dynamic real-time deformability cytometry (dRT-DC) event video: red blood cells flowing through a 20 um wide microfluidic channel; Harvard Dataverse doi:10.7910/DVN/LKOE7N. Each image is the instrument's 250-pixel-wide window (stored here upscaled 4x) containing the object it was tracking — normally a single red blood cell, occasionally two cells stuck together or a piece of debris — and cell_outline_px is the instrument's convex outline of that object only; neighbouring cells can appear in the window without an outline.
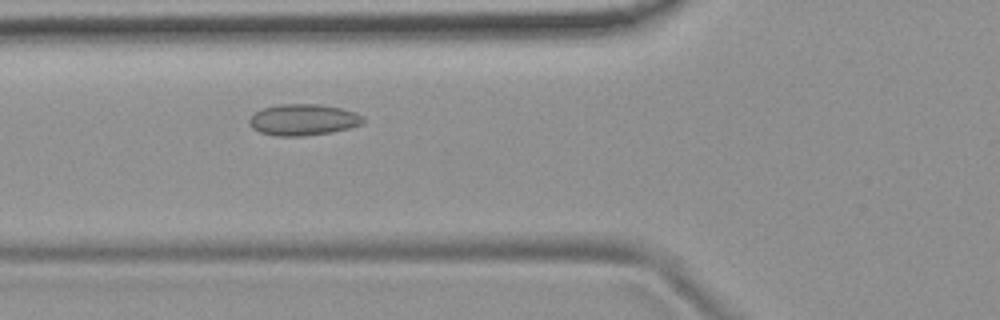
{"species": "common noctule bat (a hibernating species)", "species_latin": "Nyctalus noctula", "temperature_condition": "room temperature", "stored_images_in_passage": 47, "camera_frame_rate_fps": 3000, "um_per_image_px": 0.085, "animal": {"sex": "female", "body_mass_g": 19.9}, "frame": {"image": 1, "passage_image": 13, "time_ms": 4.0, "image_size_px": [1000, 320], "cell_outline_px": [[364, 120], [360, 124], [348, 128], [332, 132], [304, 136], [276, 136], [260, 132], [252, 128], [248, 124], [248, 120], [256, 112], [264, 108], [280, 104], [320, 104], [340, 108], [356, 112], [364, 116]], "centroid_in_image_um": [25.77, 10.18], "position_along_channel_um": 100.0, "area_um2": 20.75}}
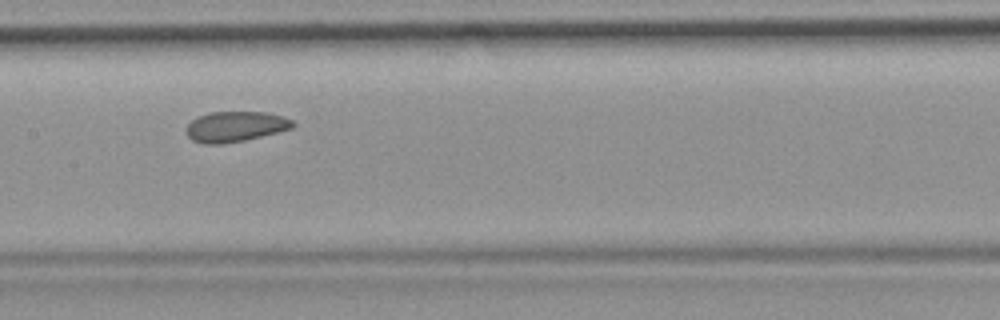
{"frame": {"image": 2, "passage_image": 20, "time_ms": 6.333, "image_size_px": [1000, 320], "cell_outline_px": [[296, 124], [292, 128], [244, 140], [220, 144], [204, 144], [192, 140], [188, 136], [188, 124], [192, 120], [200, 116], [212, 112], [264, 112], [284, 116], [292, 120]], "centroid_in_image_um": [20.03, 10.75], "position_along_channel_um": 187.4, "area_um2": 18.55}}
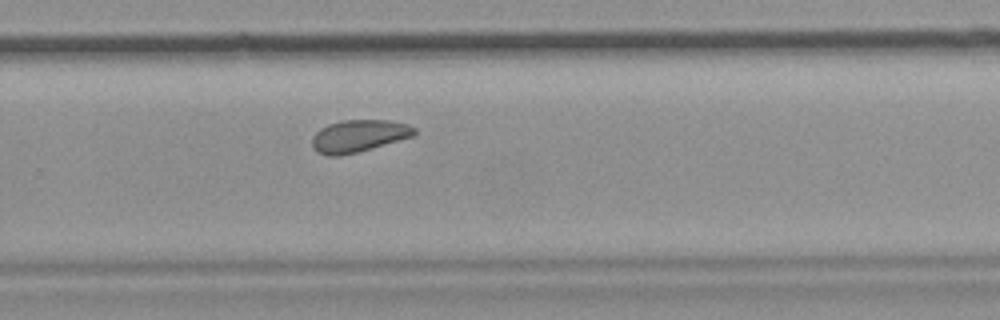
{"frame": {"image": 3, "passage_image": 29, "time_ms": 9.333, "image_size_px": [1000, 320], "cell_outline_px": [[416, 132], [412, 136], [356, 152], [340, 156], [328, 156], [316, 152], [312, 144], [312, 136], [320, 128], [328, 124], [340, 120], [388, 120], [408, 124], [416, 128]], "centroid_in_image_um": [30.44, 11.54], "position_along_channel_um": 299.4, "area_um2": 19.07}, "authors_computed_cell_mechanics": {"area_um2": 19.5364, "velocity_mm_per_s": 3.75, "shape_relaxation_time_tau1_ms": null, "shape_relaxation_time_tau2_ms": 2.3939, "deformation_change_tau1": null, "deformation_change_tau2": 0.0687}}